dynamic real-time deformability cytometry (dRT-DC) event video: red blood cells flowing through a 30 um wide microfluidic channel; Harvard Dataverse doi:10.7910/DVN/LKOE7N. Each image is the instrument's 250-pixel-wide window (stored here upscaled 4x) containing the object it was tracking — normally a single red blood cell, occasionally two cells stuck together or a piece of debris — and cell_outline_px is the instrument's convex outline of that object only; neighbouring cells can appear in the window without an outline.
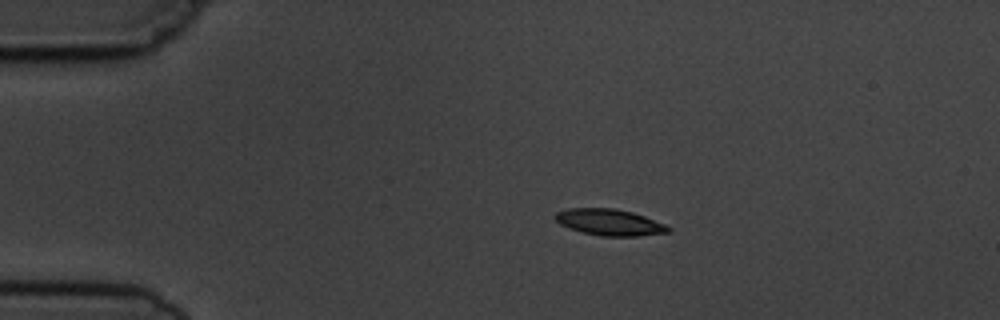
{"species": "common noctule bat (a hibernating species)", "species_latin": "Nyctalus noctula", "temperature_condition": "cold", "stored_images_in_passage": 6, "camera_frame_rate_fps": 3000, "um_per_image_px": 0.085, "animal": {"sex": "male", "body_mass_g": 19.5, "forearm_length_mm": 54.6}, "frame": {"image": 1, "passage_image": 1, "time_ms": 0.0, "image_size_px": [1000, 320], "cell_outline_px": [[672, 232], [640, 236], [600, 236], [568, 228], [560, 224], [556, 220], [556, 212], [568, 208], [616, 208], [632, 212], [644, 216], [664, 224], [672, 228]], "centroid_in_image_um": [51.84, 18.9], "position_along_channel_um": 33.2, "area_um2": 17.4}}
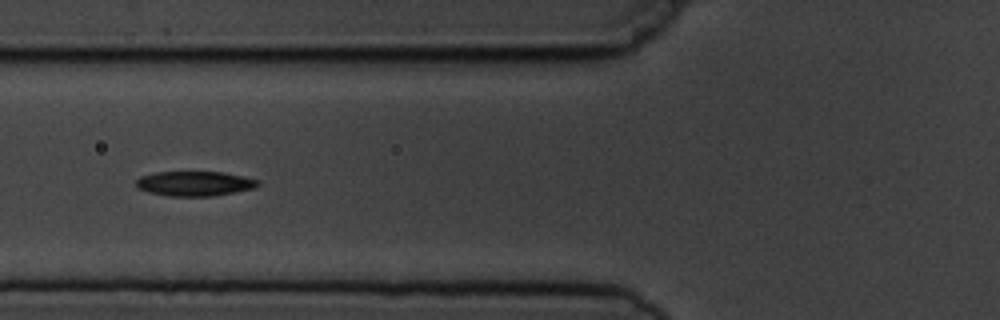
{"frame": {"image": 2, "passage_image": 4, "time_ms": 3.333, "image_size_px": [1000, 320], "cell_outline_px": [[260, 184], [256, 188], [212, 196], [168, 196], [148, 192], [136, 188], [136, 180], [140, 176], [156, 172], [224, 172], [244, 176], [260, 180]], "centroid_in_image_um": [16.56, 15.6], "position_along_channel_um": 109.2, "area_um2": 17.74}}
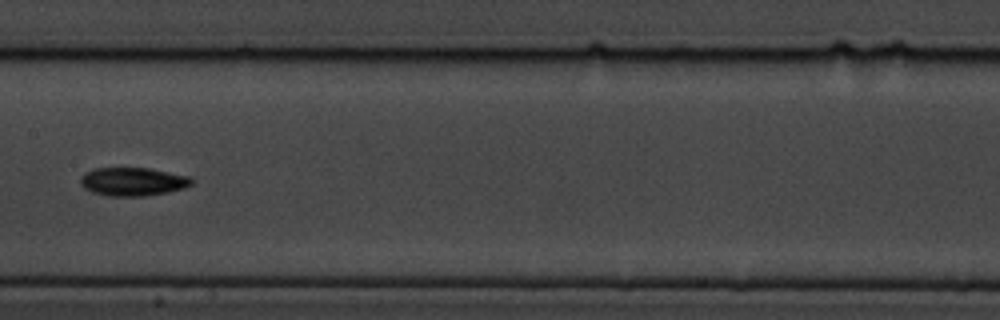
{"frame": {"image": 3, "passage_image": 6, "time_ms": 5.667, "image_size_px": [1000, 320], "cell_outline_px": [[192, 184], [184, 188], [168, 192], [144, 196], [108, 196], [92, 192], [84, 188], [80, 184], [80, 176], [84, 172], [92, 168], [148, 168], [192, 176]], "centroid_in_image_um": [11.27, 15.43], "position_along_channel_um": 196.1, "area_um2": 18.61}}